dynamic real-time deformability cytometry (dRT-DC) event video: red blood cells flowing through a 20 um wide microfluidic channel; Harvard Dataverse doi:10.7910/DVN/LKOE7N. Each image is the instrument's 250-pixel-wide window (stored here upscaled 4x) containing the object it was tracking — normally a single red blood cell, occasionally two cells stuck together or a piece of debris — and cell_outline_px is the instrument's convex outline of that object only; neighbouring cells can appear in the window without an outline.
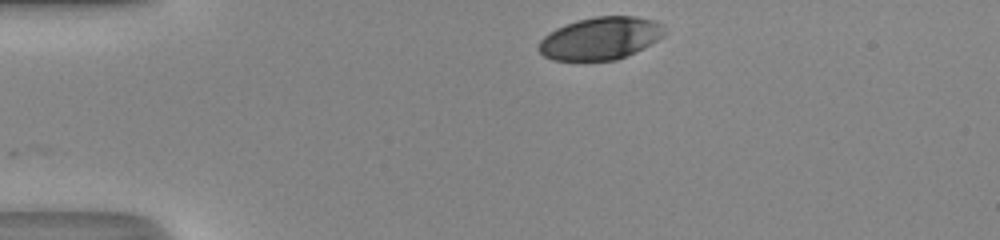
{"species": "human", "species_latin": "Homo sapiens", "temperature_condition": "room temperature", "stored_images_in_passage": 30, "camera_frame_rate_fps": 3000, "um_per_image_px": 0.085, "donor": {"sex": "male"}, "frame": {"image": 1, "passage_image": 1, "time_ms": 0.0, "image_size_px": [1000, 240], "cell_outline_px": [[668, 32], [664, 36], [616, 60], [552, 60], [544, 56], [536, 48], [540, 40], [548, 32], [556, 28], [576, 20], [596, 16], [636, 16], [656, 20], [664, 24]], "centroid_in_image_um": [51.03, 3.23], "position_along_channel_um": 34.0, "area_um2": 31.27}}
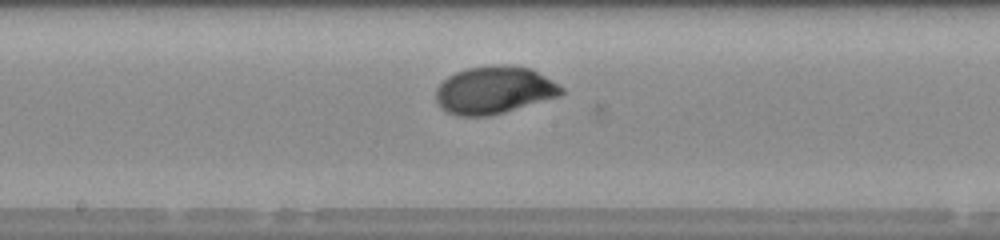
{"frame": {"image": 2, "passage_image": 17, "time_ms": 5.333, "image_size_px": [1000, 240], "cell_outline_px": [[564, 92], [560, 96], [504, 112], [488, 116], [456, 116], [448, 112], [436, 100], [436, 88], [448, 76], [456, 72], [468, 68], [492, 64], [508, 64], [532, 68], [564, 88]], "centroid_in_image_um": [42.02, 7.64], "position_along_channel_um": 206.2, "area_um2": 34.8}}
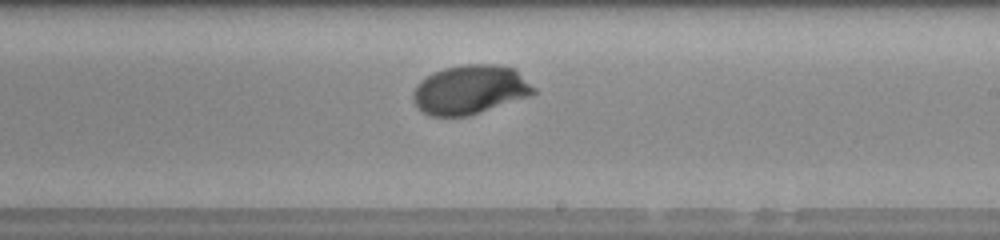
{"frame": {"image": 3, "passage_image": 20, "time_ms": 6.333, "image_size_px": [1000, 240], "cell_outline_px": [[536, 92], [532, 96], [468, 116], [428, 116], [412, 100], [412, 92], [416, 84], [420, 80], [432, 72], [444, 68], [464, 64], [496, 64], [516, 68], [536, 88]], "centroid_in_image_um": [39.98, 7.61], "position_along_channel_um": 249.0, "area_um2": 35.03}, "authors_computed_cell_mechanics": {"area_um2": 34.0442, "velocity_mm_per_s": 4.3048, "shape_relaxation_time_tau1_ms": 2.4024, "shape_relaxation_time_tau2_ms": null, "deformation_change_tau1": 0.1547, "deformation_change_tau2": null}}